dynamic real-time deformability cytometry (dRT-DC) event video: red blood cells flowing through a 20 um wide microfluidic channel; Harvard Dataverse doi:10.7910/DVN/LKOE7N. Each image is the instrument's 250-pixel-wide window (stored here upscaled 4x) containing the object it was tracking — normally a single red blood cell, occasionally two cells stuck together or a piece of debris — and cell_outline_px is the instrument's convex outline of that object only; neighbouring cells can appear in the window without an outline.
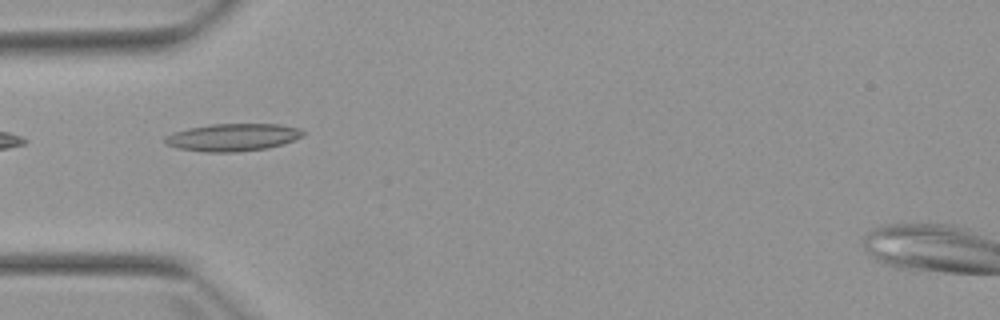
{"species": "Egyptian fruit bat (a non-hibernating species)", "species_latin": "Rousettus aegyptiacus", "temperature_condition": "warm", "stored_images_in_passage": 5, "camera_frame_rate_fps": 3000, "um_per_image_px": 0.085, "animal": {"sex": "female"}, "frame": {"image": 1, "passage_image": 3, "time_ms": 2.333, "image_size_px": [1000, 320], "cell_outline_px": [[304, 136], [268, 148], [236, 152], [204, 152], [176, 148], [164, 144], [164, 136], [172, 132], [188, 128], [208, 124], [280, 124], [300, 128], [304, 132]], "centroid_in_image_um": [19.72, 11.67], "position_along_channel_um": 65.3, "area_um2": 22.31}}
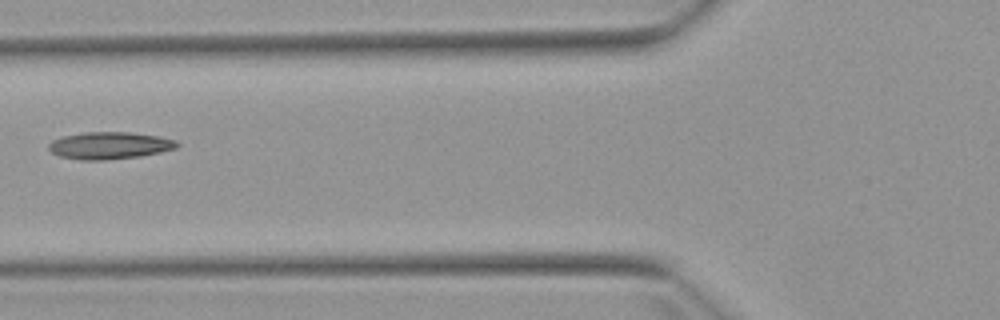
{"frame": {"image": 2, "passage_image": 4, "time_ms": 3.667, "image_size_px": [1000, 320], "cell_outline_px": [[180, 144], [176, 148], [160, 152], [140, 156], [104, 160], [80, 160], [60, 156], [52, 152], [48, 148], [48, 144], [52, 140], [64, 136], [84, 132], [128, 132], [160, 136], [176, 140]], "centroid_in_image_um": [9.32, 12.36], "position_along_channel_um": 116.5, "area_um2": 20.29}}
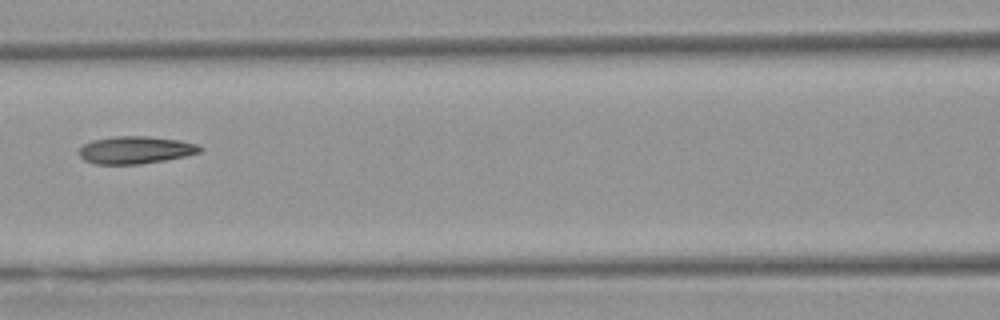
{"frame": {"image": 3, "passage_image": 5, "time_ms": 4.667, "image_size_px": [1000, 320], "cell_outline_px": [[204, 148], [200, 152], [184, 156], [164, 160], [136, 164], [96, 164], [84, 160], [80, 156], [80, 148], [84, 144], [92, 140], [112, 136], [148, 136], [180, 140], [200, 144]], "centroid_in_image_um": [11.54, 12.73], "position_along_channel_um": 155.1, "area_um2": 19.36}}